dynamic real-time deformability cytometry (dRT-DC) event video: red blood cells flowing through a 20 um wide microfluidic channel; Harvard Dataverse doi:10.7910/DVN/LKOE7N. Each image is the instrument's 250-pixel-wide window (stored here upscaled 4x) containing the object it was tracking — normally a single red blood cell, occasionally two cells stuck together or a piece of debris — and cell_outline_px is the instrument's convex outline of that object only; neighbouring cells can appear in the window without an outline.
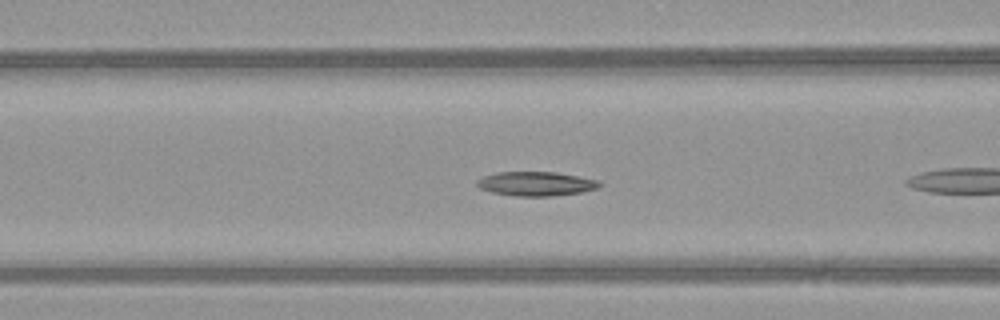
{"species": "common noctule bat (a hibernating species)", "species_latin": "Nyctalus noctula", "temperature_condition": "warm", "stored_images_in_passage": 10, "camera_frame_rate_fps": 3000, "um_per_image_px": 0.085, "animal": {"sex": "female", "body_mass_g": 21.9}, "frame": {"image": 1, "passage_image": 5, "time_ms": 1.333, "image_size_px": [1000, 320], "cell_outline_px": [[604, 184], [596, 188], [584, 192], [552, 196], [512, 196], [492, 192], [480, 188], [476, 184], [476, 180], [484, 176], [496, 172], [556, 172], [600, 180]], "centroid_in_image_um": [45.59, 15.62], "position_along_channel_um": 121.0, "area_um2": 17.46}}